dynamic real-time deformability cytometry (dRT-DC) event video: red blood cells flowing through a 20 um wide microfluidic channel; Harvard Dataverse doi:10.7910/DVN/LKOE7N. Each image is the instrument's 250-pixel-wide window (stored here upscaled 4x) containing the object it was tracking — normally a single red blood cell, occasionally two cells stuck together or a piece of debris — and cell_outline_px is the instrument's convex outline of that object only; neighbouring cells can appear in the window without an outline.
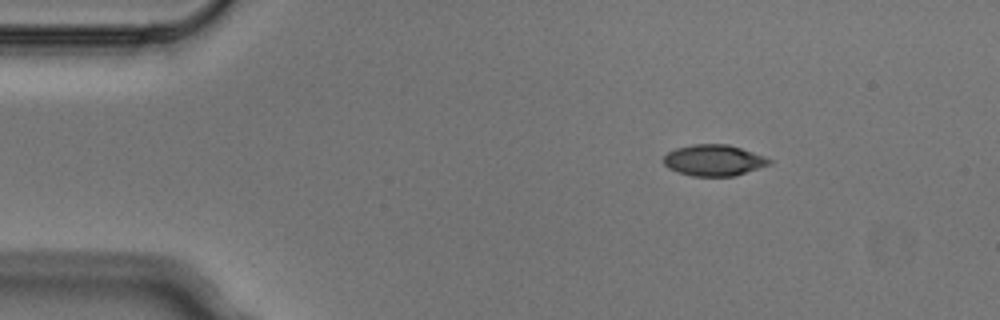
{"species": "Egyptian fruit bat (a non-hibernating species)", "species_latin": "Rousettus aegyptiacus", "temperature_condition": "cold", "stored_images_in_passage": 4, "camera_frame_rate_fps": 3000, "um_per_image_px": 0.085, "animal": {"sex": "male"}, "frame": {"image": 1, "passage_image": 2, "time_ms": 0.333, "image_size_px": [1000, 320], "cell_outline_px": [[772, 164], [732, 176], [692, 176], [668, 168], [664, 164], [664, 156], [668, 152], [676, 148], [692, 144], [728, 144], [764, 156], [772, 160]], "centroid_in_image_um": [60.67, 13.62], "position_along_channel_um": 24.3, "area_um2": 19.02}}
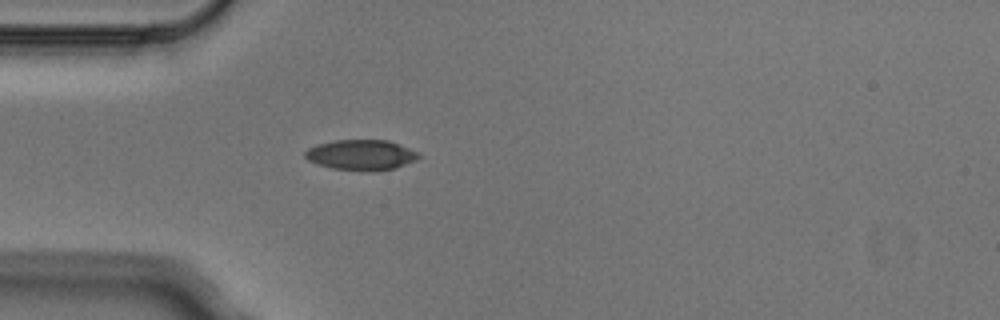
{"frame": {"image": 2, "passage_image": 4, "time_ms": 1.0, "image_size_px": [1000, 320], "cell_outline_px": [[424, 156], [416, 160], [392, 168], [372, 172], [332, 168], [308, 160], [304, 156], [304, 152], [308, 148], [316, 144], [336, 140], [388, 140], [420, 152]], "centroid_in_image_um": [30.72, 13.16], "position_along_channel_um": 54.3, "area_um2": 20.17}}